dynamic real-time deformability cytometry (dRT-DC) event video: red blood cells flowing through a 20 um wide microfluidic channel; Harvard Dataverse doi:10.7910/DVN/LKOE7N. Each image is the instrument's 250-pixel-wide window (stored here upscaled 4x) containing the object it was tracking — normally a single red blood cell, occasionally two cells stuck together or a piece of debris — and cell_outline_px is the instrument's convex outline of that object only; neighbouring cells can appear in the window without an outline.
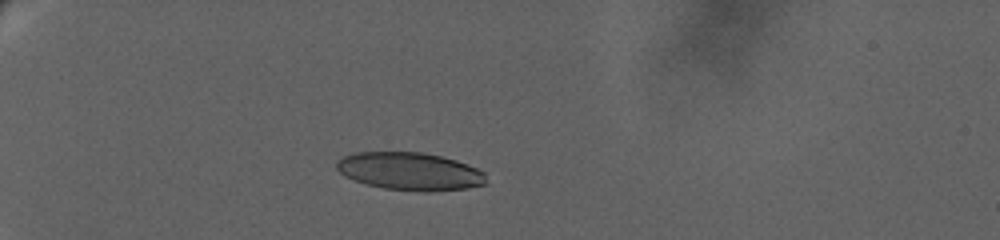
{"species": "human", "species_latin": "Homo sapiens", "temperature_condition": "warm", "stored_images_in_passage": 11, "camera_frame_rate_fps": 3000, "um_per_image_px": 0.085, "donor": {"sex": "female"}, "frame": {"image": 1, "passage_image": 8, "time_ms": 8.0, "image_size_px": [1000, 240], "cell_outline_px": [[488, 184], [468, 188], [428, 192], [416, 192], [384, 188], [368, 184], [344, 176], [336, 168], [336, 160], [352, 152], [420, 152], [440, 156], [456, 160], [468, 164], [484, 172]], "centroid_in_image_um": [34.85, 14.57], "position_along_channel_um": 50.1, "area_um2": 33.18}}
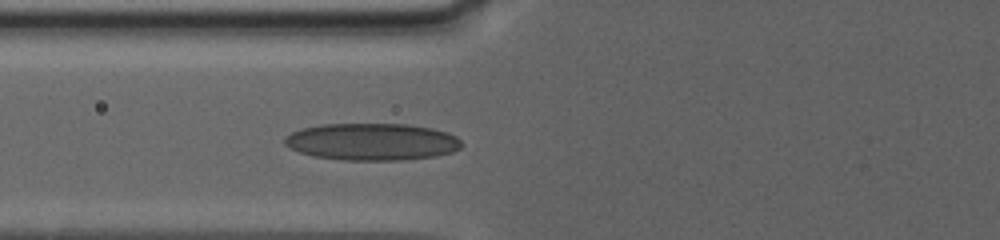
{"frame": {"image": 2, "passage_image": 11, "time_ms": 11.333, "image_size_px": [1000, 240], "cell_outline_px": [[464, 144], [460, 148], [452, 152], [436, 156], [404, 160], [340, 160], [312, 156], [288, 148], [284, 144], [284, 136], [300, 128], [320, 124], [408, 124], [432, 128], [448, 132], [456, 136]], "centroid_in_image_um": [31.6, 12.05], "position_along_channel_um": 94.2, "area_um2": 38.73}}